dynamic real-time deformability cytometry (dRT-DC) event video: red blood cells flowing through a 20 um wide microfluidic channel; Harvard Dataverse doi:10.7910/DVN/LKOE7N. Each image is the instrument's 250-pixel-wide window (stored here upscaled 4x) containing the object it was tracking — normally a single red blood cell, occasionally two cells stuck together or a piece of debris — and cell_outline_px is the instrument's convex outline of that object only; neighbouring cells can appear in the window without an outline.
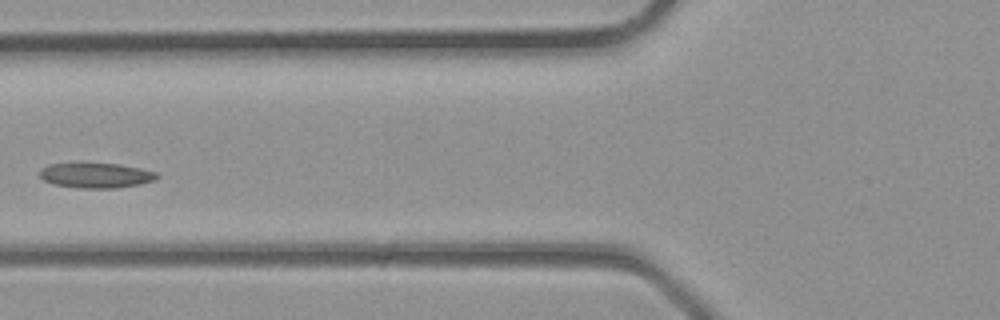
{"species": "common noctule bat (a hibernating species)", "species_latin": "Nyctalus noctula", "temperature_condition": "room temperature", "stored_images_in_passage": 6, "camera_frame_rate_fps": 3000, "um_per_image_px": 0.085, "animal": {"sex": "male", "body_mass_g": 23.1, "forearm_length_mm": 52.7}, "frame": {"image": 1, "passage_image": 6, "time_ms": 1.667, "image_size_px": [1000, 320], "cell_outline_px": [[160, 176], [156, 180], [140, 184], [116, 188], [80, 188], [52, 184], [44, 180], [40, 176], [40, 168], [48, 164], [116, 164], [140, 168], [156, 172]], "centroid_in_image_um": [8.17, 14.92], "position_along_channel_um": 117.6, "area_um2": 16.99}}